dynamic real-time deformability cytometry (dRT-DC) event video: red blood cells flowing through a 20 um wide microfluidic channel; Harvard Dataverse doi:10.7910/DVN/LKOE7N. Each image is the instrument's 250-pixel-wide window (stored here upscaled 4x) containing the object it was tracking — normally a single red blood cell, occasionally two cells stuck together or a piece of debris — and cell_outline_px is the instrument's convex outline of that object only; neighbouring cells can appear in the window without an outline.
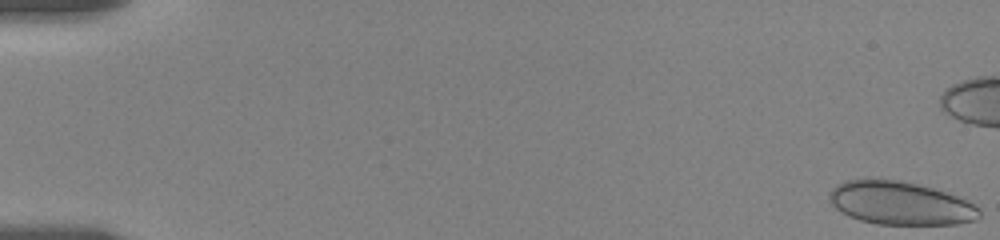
{"species": "human", "species_latin": "Homo sapiens", "temperature_condition": "room temperature", "stored_images_in_passage": 13, "camera_frame_rate_fps": 3000, "um_per_image_px": 0.085, "donor": {"sex": "female"}, "frame": {"image": 1, "passage_image": 1, "time_ms": 0.0, "image_size_px": [1000, 240], "cell_outline_px": [[980, 216], [976, 220], [956, 224], [876, 224], [860, 220], [836, 208], [828, 200], [828, 192], [836, 184], [844, 180], [900, 180], [932, 188], [968, 200], [980, 208]], "centroid_in_image_um": [76.53, 17.27], "position_along_channel_um": 8.5, "area_um2": 37.51}}